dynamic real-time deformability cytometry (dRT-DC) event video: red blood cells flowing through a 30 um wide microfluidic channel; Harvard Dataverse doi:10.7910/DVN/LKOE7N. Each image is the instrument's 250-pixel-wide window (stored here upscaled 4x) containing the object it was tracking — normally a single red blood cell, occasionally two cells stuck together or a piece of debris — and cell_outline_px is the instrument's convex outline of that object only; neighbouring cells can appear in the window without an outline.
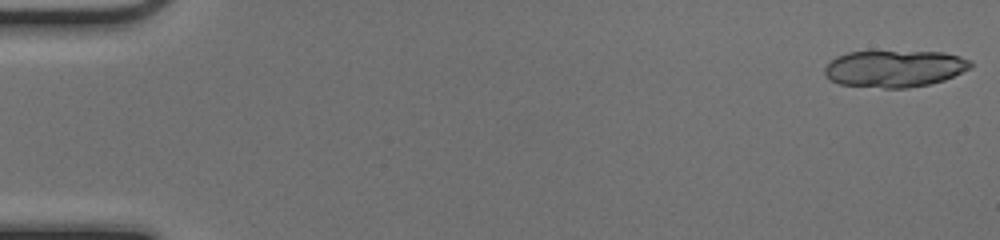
{"species": "common noctule bat (a hibernating species)", "species_latin": "Nyctalus noctula", "temperature_condition": "cold", "stored_images_in_passage": 18, "camera_frame_rate_fps": 3000, "um_per_image_px": 0.085, "animal": {"sex": "female", "body_mass_g": 17.0, "forearm_length_mm": 48.0}, "frame": {"image": 1, "passage_image": 1, "time_ms": 0.0, "image_size_px": [1000, 240], "cell_outline_px": [[972, 68], [944, 80], [928, 84], [908, 88], [884, 88], [840, 84], [824, 76], [824, 68], [836, 56], [848, 52], [944, 52], [960, 56], [972, 60]], "centroid_in_image_um": [76.06, 5.83], "position_along_channel_um": 8.9, "area_um2": 31.33}}